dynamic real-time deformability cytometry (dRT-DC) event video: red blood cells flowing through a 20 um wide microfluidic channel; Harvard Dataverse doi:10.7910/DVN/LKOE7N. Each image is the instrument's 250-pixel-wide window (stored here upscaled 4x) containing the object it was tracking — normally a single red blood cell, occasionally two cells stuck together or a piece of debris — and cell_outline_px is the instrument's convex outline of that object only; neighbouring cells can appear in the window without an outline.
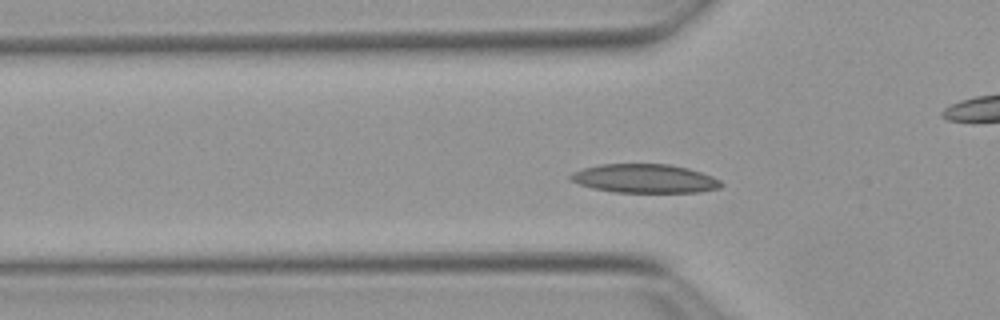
{"species": "Egyptian fruit bat (a non-hibernating species)", "species_latin": "Rousettus aegyptiacus", "temperature_condition": "warm", "stored_images_in_passage": 50, "camera_frame_rate_fps": 3000, "um_per_image_px": 0.085, "animal": {"sex": "female"}, "frame": {"image": 1, "passage_image": 13, "time_ms": 4.0, "image_size_px": [1000, 320], "cell_outline_px": [[724, 184], [720, 188], [700, 192], [616, 192], [592, 188], [580, 184], [572, 180], [568, 176], [572, 172], [584, 168], [600, 164], [668, 164], [688, 168], [712, 176], [720, 180]], "centroid_in_image_um": [54.82, 15.17], "position_along_channel_um": 71.0, "area_um2": 25.2}}
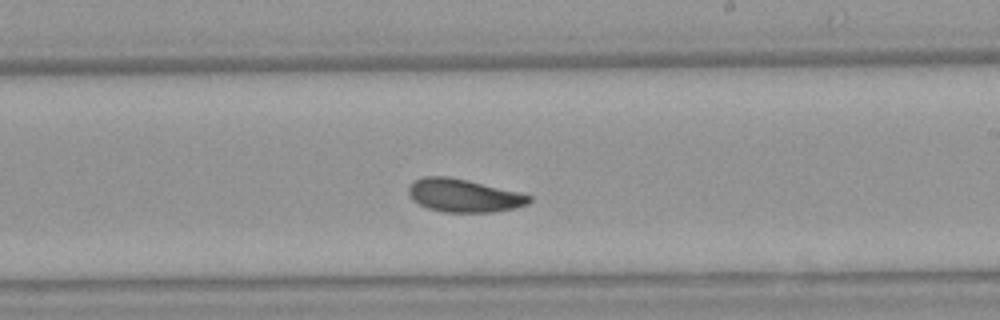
{"frame": {"image": 2, "passage_image": 27, "time_ms": 8.667, "image_size_px": [1000, 320], "cell_outline_px": [[532, 200], [528, 204], [516, 208], [492, 212], [444, 212], [428, 208], [412, 200], [408, 192], [408, 188], [416, 180], [424, 176], [448, 176], [468, 180], [520, 192], [532, 196]], "centroid_in_image_um": [39.45, 16.62], "position_along_channel_um": 249.5, "area_um2": 23.29}}
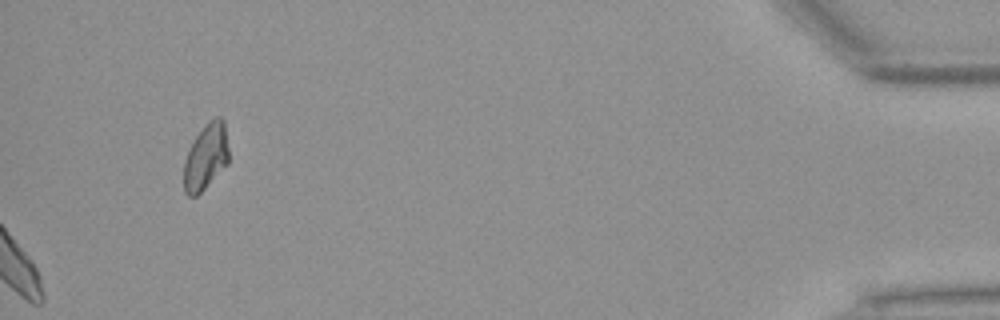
{"frame": {"image": 3, "passage_image": 50, "time_ms": 16.333, "image_size_px": [1000, 320], "cell_outline_px": [[228, 164], [196, 196], [188, 196], [184, 192], [184, 160], [196, 136], [208, 120], [216, 116], [220, 116], [224, 120], [228, 148]], "centroid_in_image_um": [17.51, 13.31], "position_along_channel_um": 417.7, "area_um2": 17.17}, "authors_computed_cell_mechanics": {"area_um2": 23.2934, "velocity_mm_per_s": 3.8346, "shape_relaxation_time_tau1_ms": 3.0131, "shape_relaxation_time_tau2_ms": 3.9809, "deformation_change_tau1": 0.105, "deformation_change_tau2": 0.0946}}